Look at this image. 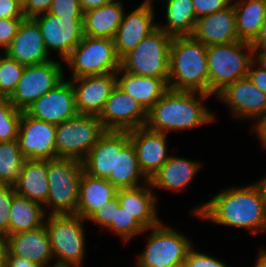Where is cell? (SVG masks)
<instances>
[{
    "label": "cell",
    "instance_id": "cell-1",
    "mask_svg": "<svg viewBox=\"0 0 266 267\" xmlns=\"http://www.w3.org/2000/svg\"><path fill=\"white\" fill-rule=\"evenodd\" d=\"M192 213L201 220L224 226L266 232V193L260 182L223 189Z\"/></svg>",
    "mask_w": 266,
    "mask_h": 267
},
{
    "label": "cell",
    "instance_id": "cell-2",
    "mask_svg": "<svg viewBox=\"0 0 266 267\" xmlns=\"http://www.w3.org/2000/svg\"><path fill=\"white\" fill-rule=\"evenodd\" d=\"M209 97L205 93L168 89L147 111L146 127L167 134L212 123L214 114L201 102Z\"/></svg>",
    "mask_w": 266,
    "mask_h": 267
},
{
    "label": "cell",
    "instance_id": "cell-3",
    "mask_svg": "<svg viewBox=\"0 0 266 267\" xmlns=\"http://www.w3.org/2000/svg\"><path fill=\"white\" fill-rule=\"evenodd\" d=\"M168 88L209 94L207 46L192 36H175L170 46Z\"/></svg>",
    "mask_w": 266,
    "mask_h": 267
},
{
    "label": "cell",
    "instance_id": "cell-4",
    "mask_svg": "<svg viewBox=\"0 0 266 267\" xmlns=\"http://www.w3.org/2000/svg\"><path fill=\"white\" fill-rule=\"evenodd\" d=\"M209 95L217 96L228 85L247 77L254 50L251 43L236 41L207 47Z\"/></svg>",
    "mask_w": 266,
    "mask_h": 267
},
{
    "label": "cell",
    "instance_id": "cell-5",
    "mask_svg": "<svg viewBox=\"0 0 266 267\" xmlns=\"http://www.w3.org/2000/svg\"><path fill=\"white\" fill-rule=\"evenodd\" d=\"M83 172L82 161L69 158L47 160L49 194L43 208L49 207L50 215L76 214Z\"/></svg>",
    "mask_w": 266,
    "mask_h": 267
},
{
    "label": "cell",
    "instance_id": "cell-6",
    "mask_svg": "<svg viewBox=\"0 0 266 267\" xmlns=\"http://www.w3.org/2000/svg\"><path fill=\"white\" fill-rule=\"evenodd\" d=\"M77 214L50 215L44 225L48 232L52 255L60 267H82L85 250L84 221Z\"/></svg>",
    "mask_w": 266,
    "mask_h": 267
},
{
    "label": "cell",
    "instance_id": "cell-7",
    "mask_svg": "<svg viewBox=\"0 0 266 267\" xmlns=\"http://www.w3.org/2000/svg\"><path fill=\"white\" fill-rule=\"evenodd\" d=\"M173 37L157 28L120 60V68L130 74L169 79L170 46Z\"/></svg>",
    "mask_w": 266,
    "mask_h": 267
},
{
    "label": "cell",
    "instance_id": "cell-8",
    "mask_svg": "<svg viewBox=\"0 0 266 267\" xmlns=\"http://www.w3.org/2000/svg\"><path fill=\"white\" fill-rule=\"evenodd\" d=\"M64 61L73 68L71 79L116 73L120 69L114 40L110 38L84 35Z\"/></svg>",
    "mask_w": 266,
    "mask_h": 267
},
{
    "label": "cell",
    "instance_id": "cell-9",
    "mask_svg": "<svg viewBox=\"0 0 266 267\" xmlns=\"http://www.w3.org/2000/svg\"><path fill=\"white\" fill-rule=\"evenodd\" d=\"M105 132L95 115L78 114L56 125V158L83 161Z\"/></svg>",
    "mask_w": 266,
    "mask_h": 267
},
{
    "label": "cell",
    "instance_id": "cell-10",
    "mask_svg": "<svg viewBox=\"0 0 266 267\" xmlns=\"http://www.w3.org/2000/svg\"><path fill=\"white\" fill-rule=\"evenodd\" d=\"M151 230L146 248L135 261L136 267H170L186 259L193 246L181 232L160 222Z\"/></svg>",
    "mask_w": 266,
    "mask_h": 267
},
{
    "label": "cell",
    "instance_id": "cell-11",
    "mask_svg": "<svg viewBox=\"0 0 266 267\" xmlns=\"http://www.w3.org/2000/svg\"><path fill=\"white\" fill-rule=\"evenodd\" d=\"M62 63L51 60L44 64L25 66L15 91L8 98L22 112L64 79Z\"/></svg>",
    "mask_w": 266,
    "mask_h": 267
},
{
    "label": "cell",
    "instance_id": "cell-12",
    "mask_svg": "<svg viewBox=\"0 0 266 267\" xmlns=\"http://www.w3.org/2000/svg\"><path fill=\"white\" fill-rule=\"evenodd\" d=\"M56 125L22 112L17 141L25 160L56 158Z\"/></svg>",
    "mask_w": 266,
    "mask_h": 267
},
{
    "label": "cell",
    "instance_id": "cell-13",
    "mask_svg": "<svg viewBox=\"0 0 266 267\" xmlns=\"http://www.w3.org/2000/svg\"><path fill=\"white\" fill-rule=\"evenodd\" d=\"M40 28L45 46L65 60L83 39V18H60L44 13L32 18Z\"/></svg>",
    "mask_w": 266,
    "mask_h": 267
},
{
    "label": "cell",
    "instance_id": "cell-14",
    "mask_svg": "<svg viewBox=\"0 0 266 267\" xmlns=\"http://www.w3.org/2000/svg\"><path fill=\"white\" fill-rule=\"evenodd\" d=\"M97 117L106 131H129L146 126L147 111L116 85Z\"/></svg>",
    "mask_w": 266,
    "mask_h": 267
},
{
    "label": "cell",
    "instance_id": "cell-15",
    "mask_svg": "<svg viewBox=\"0 0 266 267\" xmlns=\"http://www.w3.org/2000/svg\"><path fill=\"white\" fill-rule=\"evenodd\" d=\"M29 116L58 125L78 115L71 81L63 79L37 99L26 111Z\"/></svg>",
    "mask_w": 266,
    "mask_h": 267
},
{
    "label": "cell",
    "instance_id": "cell-16",
    "mask_svg": "<svg viewBox=\"0 0 266 267\" xmlns=\"http://www.w3.org/2000/svg\"><path fill=\"white\" fill-rule=\"evenodd\" d=\"M135 147L141 172L150 179L170 157L167 148V134L148 129L146 126L128 131Z\"/></svg>",
    "mask_w": 266,
    "mask_h": 267
},
{
    "label": "cell",
    "instance_id": "cell-17",
    "mask_svg": "<svg viewBox=\"0 0 266 267\" xmlns=\"http://www.w3.org/2000/svg\"><path fill=\"white\" fill-rule=\"evenodd\" d=\"M216 97L230 108L232 116L239 119L257 120L266 114V95L248 77L236 80Z\"/></svg>",
    "mask_w": 266,
    "mask_h": 267
},
{
    "label": "cell",
    "instance_id": "cell-18",
    "mask_svg": "<svg viewBox=\"0 0 266 267\" xmlns=\"http://www.w3.org/2000/svg\"><path fill=\"white\" fill-rule=\"evenodd\" d=\"M4 53L24 66L44 64L53 60L49 57L40 28L32 18L22 20L16 36Z\"/></svg>",
    "mask_w": 266,
    "mask_h": 267
},
{
    "label": "cell",
    "instance_id": "cell-19",
    "mask_svg": "<svg viewBox=\"0 0 266 267\" xmlns=\"http://www.w3.org/2000/svg\"><path fill=\"white\" fill-rule=\"evenodd\" d=\"M153 8V6L139 5L129 14L124 13L113 38L120 60L158 28V24L154 22Z\"/></svg>",
    "mask_w": 266,
    "mask_h": 267
},
{
    "label": "cell",
    "instance_id": "cell-20",
    "mask_svg": "<svg viewBox=\"0 0 266 267\" xmlns=\"http://www.w3.org/2000/svg\"><path fill=\"white\" fill-rule=\"evenodd\" d=\"M116 76V73H108L70 79L78 114L98 116L116 86Z\"/></svg>",
    "mask_w": 266,
    "mask_h": 267
},
{
    "label": "cell",
    "instance_id": "cell-21",
    "mask_svg": "<svg viewBox=\"0 0 266 267\" xmlns=\"http://www.w3.org/2000/svg\"><path fill=\"white\" fill-rule=\"evenodd\" d=\"M129 141L128 131H106L82 161L84 172L102 179L115 175L116 150H121Z\"/></svg>",
    "mask_w": 266,
    "mask_h": 267
},
{
    "label": "cell",
    "instance_id": "cell-22",
    "mask_svg": "<svg viewBox=\"0 0 266 267\" xmlns=\"http://www.w3.org/2000/svg\"><path fill=\"white\" fill-rule=\"evenodd\" d=\"M191 36L207 47L240 41L233 4L222 11L199 17Z\"/></svg>",
    "mask_w": 266,
    "mask_h": 267
},
{
    "label": "cell",
    "instance_id": "cell-23",
    "mask_svg": "<svg viewBox=\"0 0 266 267\" xmlns=\"http://www.w3.org/2000/svg\"><path fill=\"white\" fill-rule=\"evenodd\" d=\"M6 239L11 255L27 258L38 266H47L53 257L45 225L34 230L7 235Z\"/></svg>",
    "mask_w": 266,
    "mask_h": 267
},
{
    "label": "cell",
    "instance_id": "cell-24",
    "mask_svg": "<svg viewBox=\"0 0 266 267\" xmlns=\"http://www.w3.org/2000/svg\"><path fill=\"white\" fill-rule=\"evenodd\" d=\"M135 188L118 189L120 207L132 215L145 229H150L161 222L157 213V199L149 182ZM149 187H147V186Z\"/></svg>",
    "mask_w": 266,
    "mask_h": 267
},
{
    "label": "cell",
    "instance_id": "cell-25",
    "mask_svg": "<svg viewBox=\"0 0 266 267\" xmlns=\"http://www.w3.org/2000/svg\"><path fill=\"white\" fill-rule=\"evenodd\" d=\"M119 74L121 77H119ZM116 85L148 111L167 91V83L160 78L116 72Z\"/></svg>",
    "mask_w": 266,
    "mask_h": 267
},
{
    "label": "cell",
    "instance_id": "cell-26",
    "mask_svg": "<svg viewBox=\"0 0 266 267\" xmlns=\"http://www.w3.org/2000/svg\"><path fill=\"white\" fill-rule=\"evenodd\" d=\"M124 6L118 0L90 9L83 13V33L95 38L115 37L116 31L122 22Z\"/></svg>",
    "mask_w": 266,
    "mask_h": 267
},
{
    "label": "cell",
    "instance_id": "cell-27",
    "mask_svg": "<svg viewBox=\"0 0 266 267\" xmlns=\"http://www.w3.org/2000/svg\"><path fill=\"white\" fill-rule=\"evenodd\" d=\"M14 189L16 194L43 206L49 194L47 160H25Z\"/></svg>",
    "mask_w": 266,
    "mask_h": 267
},
{
    "label": "cell",
    "instance_id": "cell-28",
    "mask_svg": "<svg viewBox=\"0 0 266 267\" xmlns=\"http://www.w3.org/2000/svg\"><path fill=\"white\" fill-rule=\"evenodd\" d=\"M201 162L170 155L160 170L150 179L152 188L180 191L189 186Z\"/></svg>",
    "mask_w": 266,
    "mask_h": 267
},
{
    "label": "cell",
    "instance_id": "cell-29",
    "mask_svg": "<svg viewBox=\"0 0 266 267\" xmlns=\"http://www.w3.org/2000/svg\"><path fill=\"white\" fill-rule=\"evenodd\" d=\"M117 188L108 180L83 172L76 214L87 220L99 207L116 196Z\"/></svg>",
    "mask_w": 266,
    "mask_h": 267
},
{
    "label": "cell",
    "instance_id": "cell-30",
    "mask_svg": "<svg viewBox=\"0 0 266 267\" xmlns=\"http://www.w3.org/2000/svg\"><path fill=\"white\" fill-rule=\"evenodd\" d=\"M47 213L40 203L16 194L10 208L9 235L40 228Z\"/></svg>",
    "mask_w": 266,
    "mask_h": 267
},
{
    "label": "cell",
    "instance_id": "cell-31",
    "mask_svg": "<svg viewBox=\"0 0 266 267\" xmlns=\"http://www.w3.org/2000/svg\"><path fill=\"white\" fill-rule=\"evenodd\" d=\"M140 177L149 182L140 170L135 147L129 141L121 150H116L115 175H110L108 180L117 189H126L142 186Z\"/></svg>",
    "mask_w": 266,
    "mask_h": 267
},
{
    "label": "cell",
    "instance_id": "cell-32",
    "mask_svg": "<svg viewBox=\"0 0 266 267\" xmlns=\"http://www.w3.org/2000/svg\"><path fill=\"white\" fill-rule=\"evenodd\" d=\"M232 4L236 10L239 40L252 43L263 24L265 0H237Z\"/></svg>",
    "mask_w": 266,
    "mask_h": 267
},
{
    "label": "cell",
    "instance_id": "cell-33",
    "mask_svg": "<svg viewBox=\"0 0 266 267\" xmlns=\"http://www.w3.org/2000/svg\"><path fill=\"white\" fill-rule=\"evenodd\" d=\"M165 26L158 28L172 37L191 36L197 21L192 0H166Z\"/></svg>",
    "mask_w": 266,
    "mask_h": 267
},
{
    "label": "cell",
    "instance_id": "cell-34",
    "mask_svg": "<svg viewBox=\"0 0 266 267\" xmlns=\"http://www.w3.org/2000/svg\"><path fill=\"white\" fill-rule=\"evenodd\" d=\"M24 161L17 140L0 142V185L14 186Z\"/></svg>",
    "mask_w": 266,
    "mask_h": 267
},
{
    "label": "cell",
    "instance_id": "cell-35",
    "mask_svg": "<svg viewBox=\"0 0 266 267\" xmlns=\"http://www.w3.org/2000/svg\"><path fill=\"white\" fill-rule=\"evenodd\" d=\"M106 228L118 234L124 242H128L133 236L146 230L132 215L120 207L117 195L115 196L114 219Z\"/></svg>",
    "mask_w": 266,
    "mask_h": 267
},
{
    "label": "cell",
    "instance_id": "cell-36",
    "mask_svg": "<svg viewBox=\"0 0 266 267\" xmlns=\"http://www.w3.org/2000/svg\"><path fill=\"white\" fill-rule=\"evenodd\" d=\"M0 52V98H9L22 77L24 65Z\"/></svg>",
    "mask_w": 266,
    "mask_h": 267
},
{
    "label": "cell",
    "instance_id": "cell-37",
    "mask_svg": "<svg viewBox=\"0 0 266 267\" xmlns=\"http://www.w3.org/2000/svg\"><path fill=\"white\" fill-rule=\"evenodd\" d=\"M21 115L8 98H0V142L17 140Z\"/></svg>",
    "mask_w": 266,
    "mask_h": 267
},
{
    "label": "cell",
    "instance_id": "cell-38",
    "mask_svg": "<svg viewBox=\"0 0 266 267\" xmlns=\"http://www.w3.org/2000/svg\"><path fill=\"white\" fill-rule=\"evenodd\" d=\"M16 195L14 186L0 185V236L9 235L10 208Z\"/></svg>",
    "mask_w": 266,
    "mask_h": 267
},
{
    "label": "cell",
    "instance_id": "cell-39",
    "mask_svg": "<svg viewBox=\"0 0 266 267\" xmlns=\"http://www.w3.org/2000/svg\"><path fill=\"white\" fill-rule=\"evenodd\" d=\"M48 13L60 18H83L78 0H53Z\"/></svg>",
    "mask_w": 266,
    "mask_h": 267
},
{
    "label": "cell",
    "instance_id": "cell-40",
    "mask_svg": "<svg viewBox=\"0 0 266 267\" xmlns=\"http://www.w3.org/2000/svg\"><path fill=\"white\" fill-rule=\"evenodd\" d=\"M192 246L186 255V264L188 267H229L222 261L211 255L200 253Z\"/></svg>",
    "mask_w": 266,
    "mask_h": 267
},
{
    "label": "cell",
    "instance_id": "cell-41",
    "mask_svg": "<svg viewBox=\"0 0 266 267\" xmlns=\"http://www.w3.org/2000/svg\"><path fill=\"white\" fill-rule=\"evenodd\" d=\"M233 0H192L196 18L222 11L232 5Z\"/></svg>",
    "mask_w": 266,
    "mask_h": 267
},
{
    "label": "cell",
    "instance_id": "cell-42",
    "mask_svg": "<svg viewBox=\"0 0 266 267\" xmlns=\"http://www.w3.org/2000/svg\"><path fill=\"white\" fill-rule=\"evenodd\" d=\"M25 18H4L0 19V46L4 52L16 36L18 27Z\"/></svg>",
    "mask_w": 266,
    "mask_h": 267
},
{
    "label": "cell",
    "instance_id": "cell-43",
    "mask_svg": "<svg viewBox=\"0 0 266 267\" xmlns=\"http://www.w3.org/2000/svg\"><path fill=\"white\" fill-rule=\"evenodd\" d=\"M115 215V197L105 204L102 207H99L87 220H91L99 225V228L102 229L107 227Z\"/></svg>",
    "mask_w": 266,
    "mask_h": 267
},
{
    "label": "cell",
    "instance_id": "cell-44",
    "mask_svg": "<svg viewBox=\"0 0 266 267\" xmlns=\"http://www.w3.org/2000/svg\"><path fill=\"white\" fill-rule=\"evenodd\" d=\"M53 0H25L23 2V14L25 18H33L37 15L48 13Z\"/></svg>",
    "mask_w": 266,
    "mask_h": 267
},
{
    "label": "cell",
    "instance_id": "cell-45",
    "mask_svg": "<svg viewBox=\"0 0 266 267\" xmlns=\"http://www.w3.org/2000/svg\"><path fill=\"white\" fill-rule=\"evenodd\" d=\"M25 18L23 3L19 0H0V19Z\"/></svg>",
    "mask_w": 266,
    "mask_h": 267
},
{
    "label": "cell",
    "instance_id": "cell-46",
    "mask_svg": "<svg viewBox=\"0 0 266 267\" xmlns=\"http://www.w3.org/2000/svg\"><path fill=\"white\" fill-rule=\"evenodd\" d=\"M257 63L253 61L250 65L249 71L247 73V77L249 80L259 88L266 95V70L262 67L254 68ZM253 67V68H252Z\"/></svg>",
    "mask_w": 266,
    "mask_h": 267
},
{
    "label": "cell",
    "instance_id": "cell-47",
    "mask_svg": "<svg viewBox=\"0 0 266 267\" xmlns=\"http://www.w3.org/2000/svg\"><path fill=\"white\" fill-rule=\"evenodd\" d=\"M6 267H40L36 263L30 261L27 258H21L16 255H11L8 252Z\"/></svg>",
    "mask_w": 266,
    "mask_h": 267
},
{
    "label": "cell",
    "instance_id": "cell-48",
    "mask_svg": "<svg viewBox=\"0 0 266 267\" xmlns=\"http://www.w3.org/2000/svg\"><path fill=\"white\" fill-rule=\"evenodd\" d=\"M254 124L252 129L257 134L261 145L266 149V114L259 117Z\"/></svg>",
    "mask_w": 266,
    "mask_h": 267
},
{
    "label": "cell",
    "instance_id": "cell-49",
    "mask_svg": "<svg viewBox=\"0 0 266 267\" xmlns=\"http://www.w3.org/2000/svg\"><path fill=\"white\" fill-rule=\"evenodd\" d=\"M253 49L266 48V0L264 6L263 24L256 39L251 43Z\"/></svg>",
    "mask_w": 266,
    "mask_h": 267
},
{
    "label": "cell",
    "instance_id": "cell-50",
    "mask_svg": "<svg viewBox=\"0 0 266 267\" xmlns=\"http://www.w3.org/2000/svg\"><path fill=\"white\" fill-rule=\"evenodd\" d=\"M78 1H79V5L81 7V10L84 13L90 9L98 8V7H101L103 5H106L110 2H112L113 0H78Z\"/></svg>",
    "mask_w": 266,
    "mask_h": 267
},
{
    "label": "cell",
    "instance_id": "cell-51",
    "mask_svg": "<svg viewBox=\"0 0 266 267\" xmlns=\"http://www.w3.org/2000/svg\"><path fill=\"white\" fill-rule=\"evenodd\" d=\"M8 252L7 239L6 237L0 236V267H6Z\"/></svg>",
    "mask_w": 266,
    "mask_h": 267
},
{
    "label": "cell",
    "instance_id": "cell-52",
    "mask_svg": "<svg viewBox=\"0 0 266 267\" xmlns=\"http://www.w3.org/2000/svg\"><path fill=\"white\" fill-rule=\"evenodd\" d=\"M254 50V61L258 63L260 67L266 70V48L253 49Z\"/></svg>",
    "mask_w": 266,
    "mask_h": 267
},
{
    "label": "cell",
    "instance_id": "cell-53",
    "mask_svg": "<svg viewBox=\"0 0 266 267\" xmlns=\"http://www.w3.org/2000/svg\"><path fill=\"white\" fill-rule=\"evenodd\" d=\"M255 267H266V250H260Z\"/></svg>",
    "mask_w": 266,
    "mask_h": 267
},
{
    "label": "cell",
    "instance_id": "cell-54",
    "mask_svg": "<svg viewBox=\"0 0 266 267\" xmlns=\"http://www.w3.org/2000/svg\"><path fill=\"white\" fill-rule=\"evenodd\" d=\"M170 267H188V266L186 264V261L184 260L183 262H180V263L175 264V265L170 266Z\"/></svg>",
    "mask_w": 266,
    "mask_h": 267
},
{
    "label": "cell",
    "instance_id": "cell-55",
    "mask_svg": "<svg viewBox=\"0 0 266 267\" xmlns=\"http://www.w3.org/2000/svg\"><path fill=\"white\" fill-rule=\"evenodd\" d=\"M264 189V192L266 193V176L259 181Z\"/></svg>",
    "mask_w": 266,
    "mask_h": 267
},
{
    "label": "cell",
    "instance_id": "cell-56",
    "mask_svg": "<svg viewBox=\"0 0 266 267\" xmlns=\"http://www.w3.org/2000/svg\"><path fill=\"white\" fill-rule=\"evenodd\" d=\"M140 5H146V6H152V0H145L142 4Z\"/></svg>",
    "mask_w": 266,
    "mask_h": 267
},
{
    "label": "cell",
    "instance_id": "cell-57",
    "mask_svg": "<svg viewBox=\"0 0 266 267\" xmlns=\"http://www.w3.org/2000/svg\"><path fill=\"white\" fill-rule=\"evenodd\" d=\"M40 267H47V266H40ZM48 267H49V266H48ZM52 267H60V266L57 265L56 263H54Z\"/></svg>",
    "mask_w": 266,
    "mask_h": 267
}]
</instances>
